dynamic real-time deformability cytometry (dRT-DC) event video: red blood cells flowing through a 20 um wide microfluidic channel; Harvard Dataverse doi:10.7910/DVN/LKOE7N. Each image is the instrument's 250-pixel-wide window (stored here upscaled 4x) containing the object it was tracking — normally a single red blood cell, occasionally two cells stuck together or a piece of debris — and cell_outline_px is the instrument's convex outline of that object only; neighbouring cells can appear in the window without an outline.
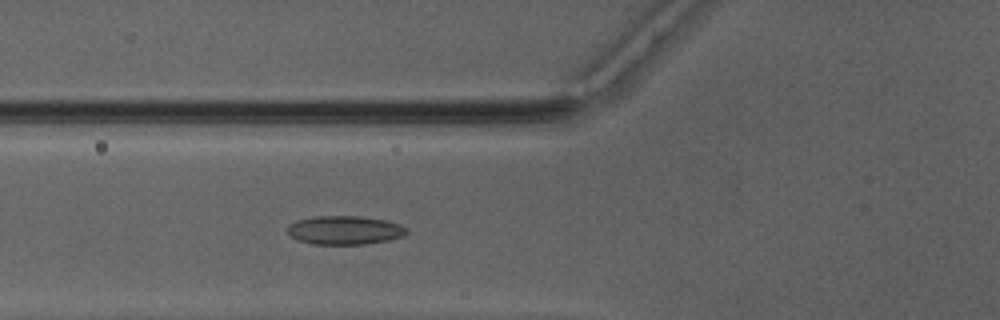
{"species": "Egyptian fruit bat (a non-hibernating species)", "species_latin": "Rousettus aegyptiacus", "temperature_condition": "warm", "stored_images_in_passage": 50, "camera_frame_rate_fps": 3000, "um_per_image_px": 0.085, "animal": {"sex": "male"}, "frame": {"image": 1, "passage_image": 19, "time_ms": 6.0, "image_size_px": [1000, 320], "cell_outline_px": [[408, 232], [404, 236], [388, 240], [364, 244], [312, 244], [296, 240], [288, 232], [288, 224], [296, 220], [316, 216], [360, 216], [384, 220], [400, 224], [408, 228]], "centroid_in_image_um": [29.3, 19.56], "position_along_channel_um": 96.5, "area_um2": 20.0}}
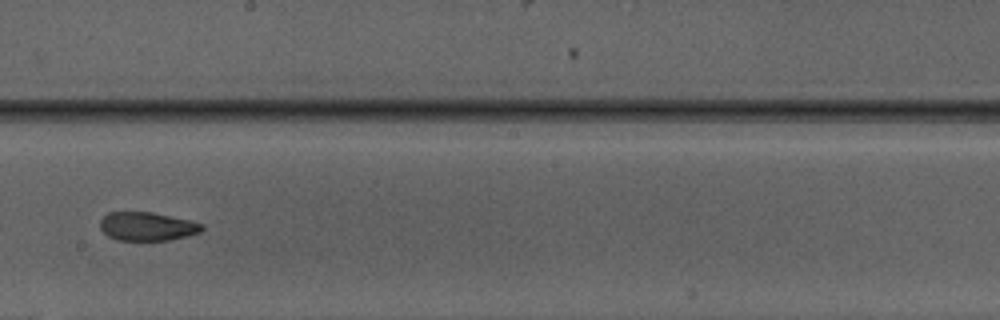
{"frame": {"image": 2, "passage_image": 29, "time_ms": 9.333, "image_size_px": [1000, 320], "cell_outline_px": [[204, 228], [200, 232], [168, 240], [116, 240], [108, 236], [100, 228], [100, 220], [108, 212], [152, 212], [192, 220], [204, 224]], "centroid_in_image_um": [12.51, 19.23], "position_along_channel_um": 235.7, "area_um2": 16.99}}
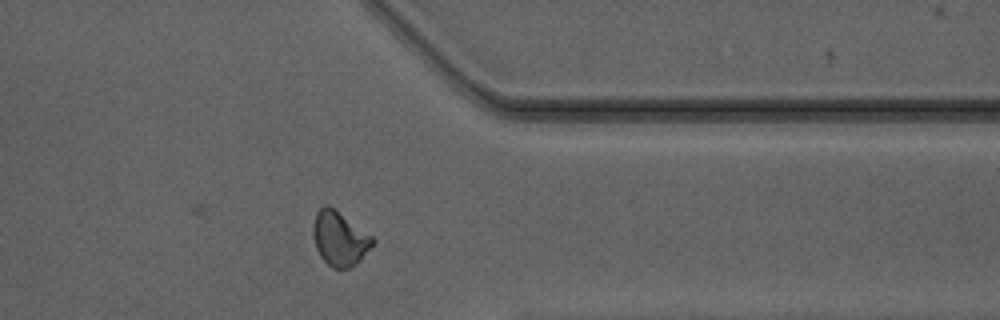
{"frame": {"image": 3, "passage_image": 40, "time_ms": 13.0, "image_size_px": [1000, 320], "cell_outline_px": [[376, 240], [360, 260], [356, 264], [348, 268], [332, 268], [320, 256], [316, 248], [312, 232], [312, 228], [316, 212], [324, 204], [328, 204], [372, 236]], "centroid_in_image_um": [28.84, 20.27], "position_along_channel_um": 382.6, "area_um2": 18.67}, "authors_computed_cell_mechanics": {"area_um2": 18.8428, "velocity_mm_per_s": 4.1691, "shape_relaxation_time_tau1_ms": null, "shape_relaxation_time_tau2_ms": 3.2014, "deformation_change_tau1": null, "deformation_change_tau2": 0.0799}}